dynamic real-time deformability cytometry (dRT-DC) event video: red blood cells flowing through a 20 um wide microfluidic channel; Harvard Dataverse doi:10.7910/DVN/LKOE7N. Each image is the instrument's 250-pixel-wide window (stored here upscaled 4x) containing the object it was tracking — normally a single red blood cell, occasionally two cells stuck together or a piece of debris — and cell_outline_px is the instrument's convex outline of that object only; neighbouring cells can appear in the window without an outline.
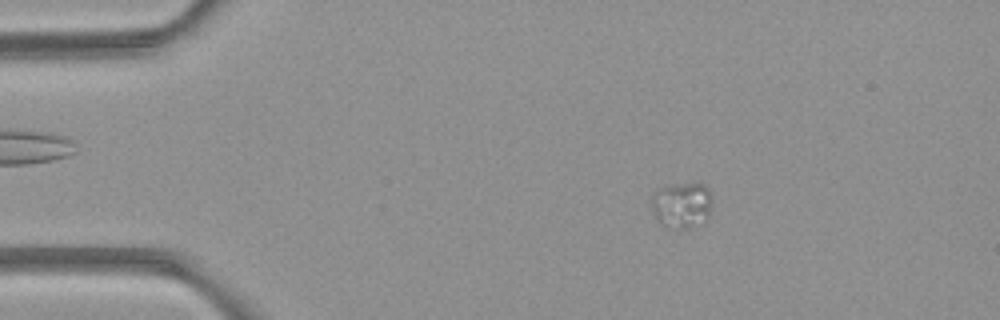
{"species": "common noctule bat (a hibernating species)", "species_latin": "Nyctalus noctula", "temperature_condition": "room temperature", "stored_images_in_passage": 4, "camera_frame_rate_fps": 3000, "um_per_image_px": 0.085, "animal": {"sex": "female", "body_mass_g": 21.9}, "frame": {"image": 1, "passage_image": 2, "time_ms": 1.333, "image_size_px": [1000, 320], "cell_outline_px": [[712, 196], [708, 216], [704, 220], [688, 228], [680, 228], [660, 224], [656, 220], [652, 208], [652, 196], [656, 188], [684, 184], [704, 184], [708, 188]], "centroid_in_image_um": [57.93, 17.42], "position_along_channel_um": 27.1, "area_um2": 15.9}}